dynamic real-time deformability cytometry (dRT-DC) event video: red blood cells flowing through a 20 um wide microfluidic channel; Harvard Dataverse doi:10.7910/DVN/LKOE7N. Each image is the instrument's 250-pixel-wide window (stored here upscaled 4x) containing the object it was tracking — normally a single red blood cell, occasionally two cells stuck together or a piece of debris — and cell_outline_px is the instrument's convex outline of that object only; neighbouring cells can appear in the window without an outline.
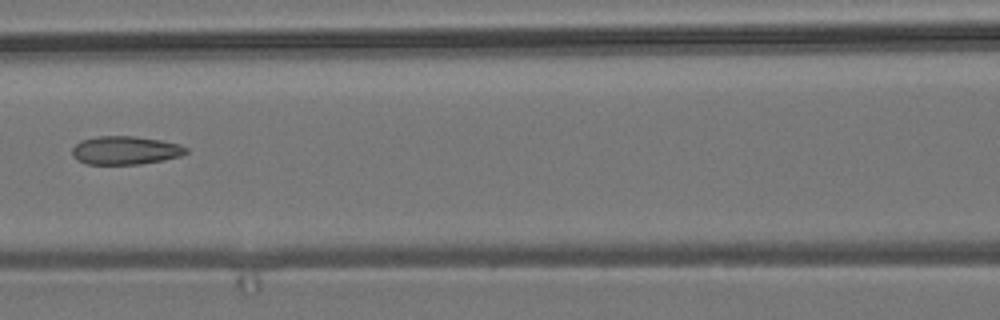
{"species": "common noctule bat (a hibernating species)", "species_latin": "Nyctalus noctula", "temperature_condition": "room temperature", "stored_images_in_passage": 9, "camera_frame_rate_fps": 3000, "um_per_image_px": 0.085, "animal": {"sex": "male", "body_mass_g": 19.2, "forearm_length_mm": 51.8}, "frame": {"image": 1, "passage_image": 6, "time_ms": 1.667, "image_size_px": [1000, 320], "cell_outline_px": [[188, 152], [180, 156], [164, 160], [140, 164], [88, 164], [76, 160], [72, 156], [72, 148], [80, 140], [96, 136], [132, 136], [160, 140], [180, 144], [188, 148]], "centroid_in_image_um": [10.64, 12.78], "position_along_channel_um": 156.0, "area_um2": 18.96}}
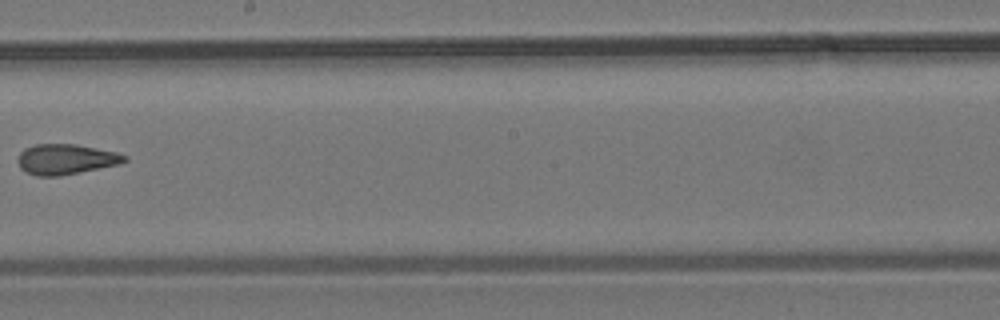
{"frame": {"image": 2, "passage_image": 8, "time_ms": 2.333, "image_size_px": [1000, 320], "cell_outline_px": [[128, 160], [120, 164], [60, 176], [36, 176], [20, 168], [16, 160], [20, 152], [24, 148], [36, 144], [76, 144], [116, 152], [128, 156]], "centroid_in_image_um": [5.59, 13.53], "position_along_channel_um": 242.6, "area_um2": 18.96}}
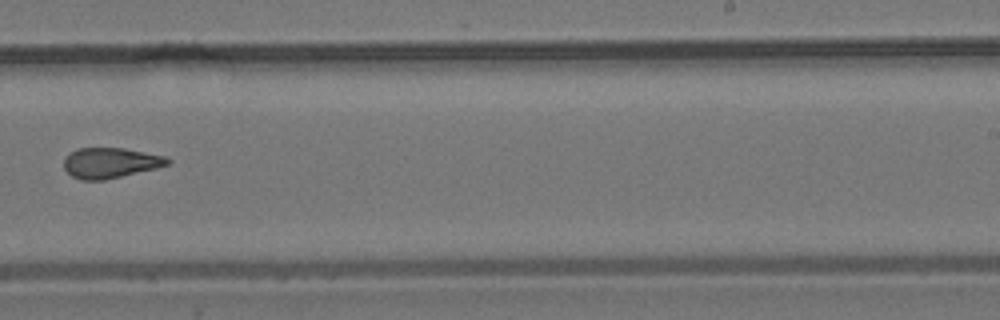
{"frame": {"image": 3, "passage_image": 9, "time_ms": 2.667, "image_size_px": [1000, 320], "cell_outline_px": [[172, 160], [168, 164], [156, 168], [104, 180], [80, 180], [72, 176], [64, 168], [64, 160], [76, 148], [124, 148], [164, 156]], "centroid_in_image_um": [9.38, 13.84], "position_along_channel_um": 279.6, "area_um2": 18.15}}